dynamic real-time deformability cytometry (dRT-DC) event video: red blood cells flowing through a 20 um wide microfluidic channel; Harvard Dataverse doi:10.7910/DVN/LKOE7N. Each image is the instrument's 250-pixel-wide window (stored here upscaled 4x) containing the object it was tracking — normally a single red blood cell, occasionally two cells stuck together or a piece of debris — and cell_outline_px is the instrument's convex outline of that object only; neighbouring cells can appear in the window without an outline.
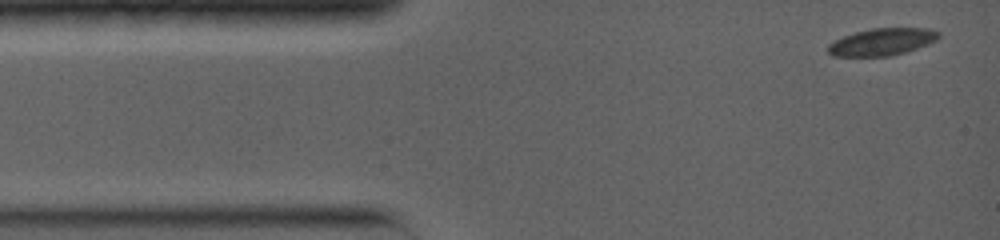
{"species": "common noctule bat (a hibernating species)", "species_latin": "Nyctalus noctula", "temperature_condition": "warm", "stored_images_in_passage": 5, "camera_frame_rate_fps": 5000, "um_per_image_px": 0.085, "animal": {"sex": "female", "body_mass_g": 19.0, "forearm_length_mm": 56.7}, "frame": {"image": 1, "passage_image": 1, "time_ms": 0.0, "image_size_px": [1000, 240], "cell_outline_px": [[940, 36], [936, 40], [928, 44], [904, 52], [888, 56], [832, 56], [828, 52], [828, 44], [844, 36], [856, 32], [872, 28], [928, 28], [940, 32]], "centroid_in_image_um": [74.98, 3.55], "position_along_channel_um": 10.0, "area_um2": 17.34}}
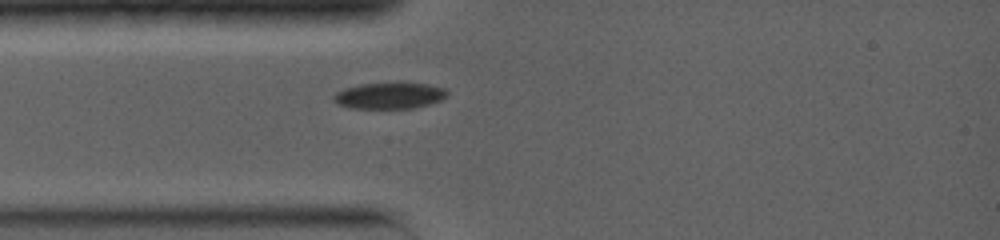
{"frame": {"image": 2, "passage_image": 5, "time_ms": 2.8, "image_size_px": [1000, 240], "cell_outline_px": [[448, 96], [440, 100], [428, 104], [412, 108], [348, 108], [336, 104], [332, 100], [332, 96], [336, 92], [344, 88], [360, 84], [396, 80], [404, 80], [428, 84], [444, 88], [448, 92]], "centroid_in_image_um": [33.08, 8.08], "position_along_channel_um": 51.9, "area_um2": 18.26}}